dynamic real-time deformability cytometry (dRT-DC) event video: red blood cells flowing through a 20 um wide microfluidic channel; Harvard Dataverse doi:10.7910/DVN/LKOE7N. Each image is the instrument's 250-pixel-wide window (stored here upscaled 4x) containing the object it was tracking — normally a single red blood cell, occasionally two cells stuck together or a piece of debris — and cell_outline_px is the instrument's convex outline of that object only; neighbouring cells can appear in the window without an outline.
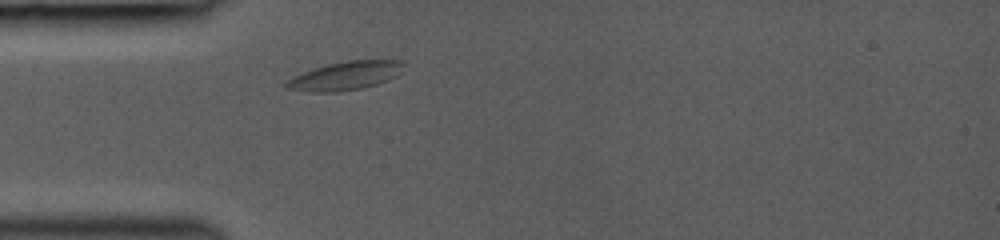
{"species": "common noctule bat (a hibernating species)", "species_latin": "Nyctalus noctula", "temperature_condition": "room temperature", "stored_images_in_passage": 24, "camera_frame_rate_fps": 3000, "um_per_image_px": 0.085, "animal": {"sex": "female", "body_mass_g": 19.0, "forearm_length_mm": 53.3}, "frame": {"image": 1, "passage_image": 1, "time_ms": 0.0, "image_size_px": [1000, 240], "cell_outline_px": [[404, 64], [396, 76], [388, 80], [364, 88], [336, 92], [312, 92], [284, 88], [284, 84], [288, 80], [304, 72], [328, 64], [348, 60], [404, 60]], "centroid_in_image_um": [29.37, 6.45], "position_along_channel_um": 55.6, "area_um2": 19.31}}
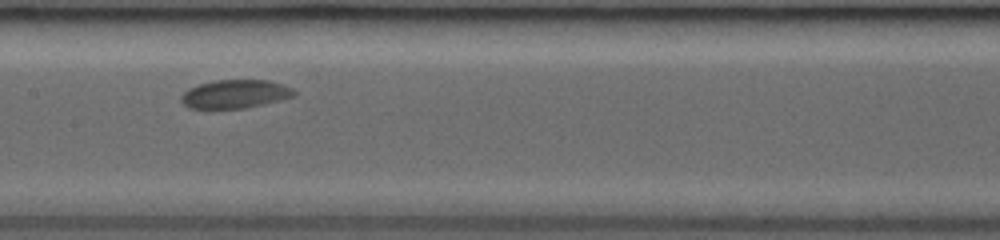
{"frame": {"image": 2, "passage_image": 9, "time_ms": 3.333, "image_size_px": [1000, 240], "cell_outline_px": [[296, 96], [264, 104], [244, 108], [188, 108], [180, 100], [180, 96], [188, 88], [200, 84], [216, 80], [268, 80], [292, 88], [296, 92]], "centroid_in_image_um": [19.98, 7.99], "position_along_channel_um": 187.4, "area_um2": 18.67}}
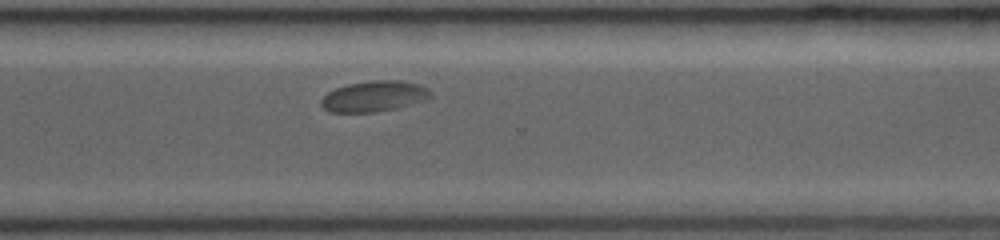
{"frame": {"image": 3, "passage_image": 24, "time_ms": 7.0, "image_size_px": [1000, 240], "cell_outline_px": [[432, 96], [428, 100], [396, 108], [376, 112], [328, 112], [320, 104], [320, 100], [328, 92], [336, 88], [348, 84], [372, 80], [400, 80], [420, 84], [428, 88], [432, 92]], "centroid_in_image_um": [31.83, 8.18], "position_along_channel_um": 338.8, "area_um2": 19.83}}